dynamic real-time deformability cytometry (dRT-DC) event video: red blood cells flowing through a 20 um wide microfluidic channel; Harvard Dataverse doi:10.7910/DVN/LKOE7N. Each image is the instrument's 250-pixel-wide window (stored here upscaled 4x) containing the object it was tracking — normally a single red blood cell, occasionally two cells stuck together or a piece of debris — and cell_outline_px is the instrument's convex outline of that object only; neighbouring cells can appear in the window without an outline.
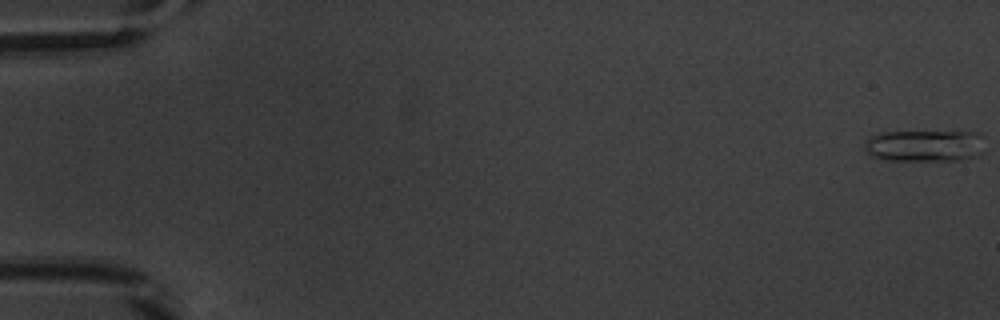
{"species": "common noctule bat (a hibernating species)", "species_latin": "Nyctalus noctula", "temperature_condition": "warm", "stored_images_in_passage": 31, "camera_frame_rate_fps": 3000, "um_per_image_px": 0.085, "animal": {"sex": "male", "body_mass_g": 20.1, "forearm_length_mm": 53.5}, "frame": {"image": 1, "passage_image": 1, "time_ms": 0.0, "image_size_px": [1000, 320], "cell_outline_px": [[984, 152], [980, 156], [960, 160], [888, 160], [868, 156], [864, 148], [864, 140], [868, 136], [880, 132], [980, 132], [984, 136]], "centroid_in_image_um": [78.61, 12.39], "position_along_channel_um": 6.4, "area_um2": 22.89}}
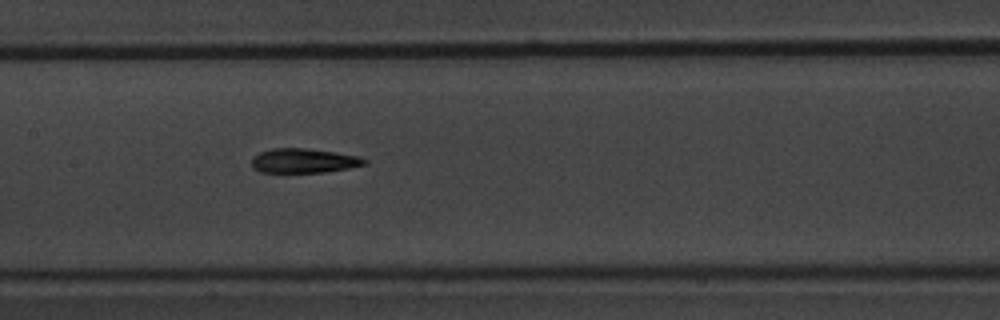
{"frame": {"image": 2, "passage_image": 27, "time_ms": 8.667, "image_size_px": [1000, 320], "cell_outline_px": [[368, 164], [348, 168], [324, 172], [284, 176], [260, 172], [252, 168], [252, 156], [260, 152], [272, 148], [304, 148], [336, 152], [360, 156], [368, 160]], "centroid_in_image_um": [25.76, 13.71], "position_along_channel_um": 181.6, "area_um2": 17.11}}
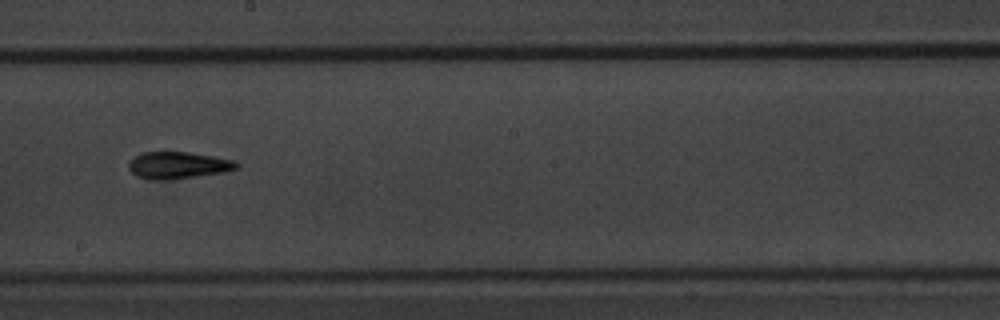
{"frame": {"image": 3, "passage_image": 31, "time_ms": 10.0, "image_size_px": [1000, 320], "cell_outline_px": [[240, 164], [236, 168], [224, 172], [196, 176], [164, 180], [152, 180], [136, 176], [128, 168], [128, 164], [140, 152], [188, 152], [212, 156], [232, 160]], "centroid_in_image_um": [15.1, 14.04], "position_along_channel_um": 233.1, "area_um2": 16.7}}